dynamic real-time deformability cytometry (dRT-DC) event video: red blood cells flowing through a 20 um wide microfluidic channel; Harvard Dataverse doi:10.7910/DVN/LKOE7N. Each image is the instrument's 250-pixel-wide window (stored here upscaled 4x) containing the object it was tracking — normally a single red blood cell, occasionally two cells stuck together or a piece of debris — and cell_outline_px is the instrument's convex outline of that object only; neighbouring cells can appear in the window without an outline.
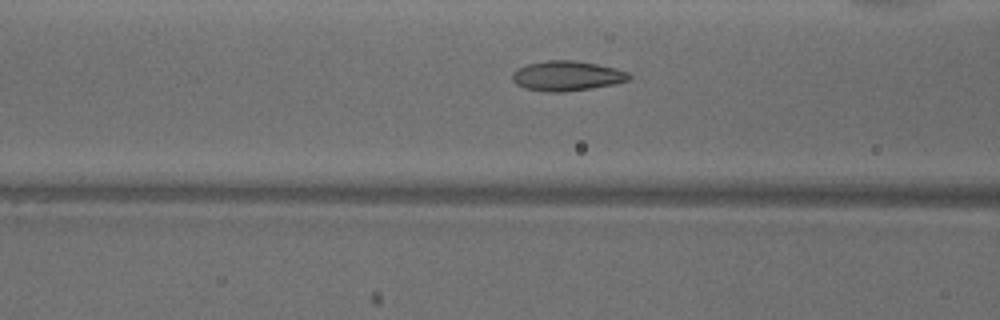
{"species": "common noctule bat (a hibernating species)", "species_latin": "Nyctalus noctula", "temperature_condition": "warm", "stored_images_in_passage": 40, "camera_frame_rate_fps": 3000, "um_per_image_px": 0.085, "animal": {"sex": "male", "body_mass_g": 18.8}, "frame": {"image": 1, "passage_image": 19, "time_ms": 6.0, "image_size_px": [1000, 320], "cell_outline_px": [[632, 80], [592, 88], [560, 92], [544, 92], [524, 88], [516, 84], [512, 80], [512, 72], [516, 68], [528, 64], [548, 60], [576, 60], [616, 68], [628, 72], [632, 76]], "centroid_in_image_um": [48.18, 6.45], "position_along_channel_um": 118.4, "area_um2": 20.52}}
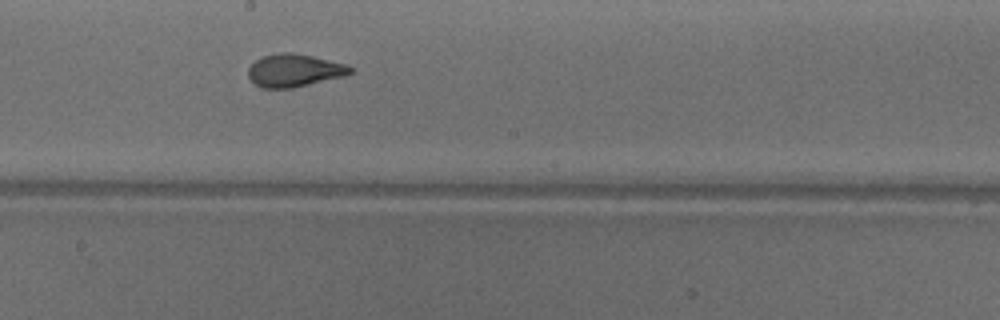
{"frame": {"image": 2, "passage_image": 27, "time_ms": 8.667, "image_size_px": [1000, 320], "cell_outline_px": [[352, 72], [340, 76], [292, 88], [264, 88], [256, 84], [248, 76], [248, 68], [256, 60], [264, 56], [280, 52], [292, 52], [312, 56], [344, 64], [352, 68]], "centroid_in_image_um": [24.96, 5.97], "position_along_channel_um": 223.2, "area_um2": 18.96}}
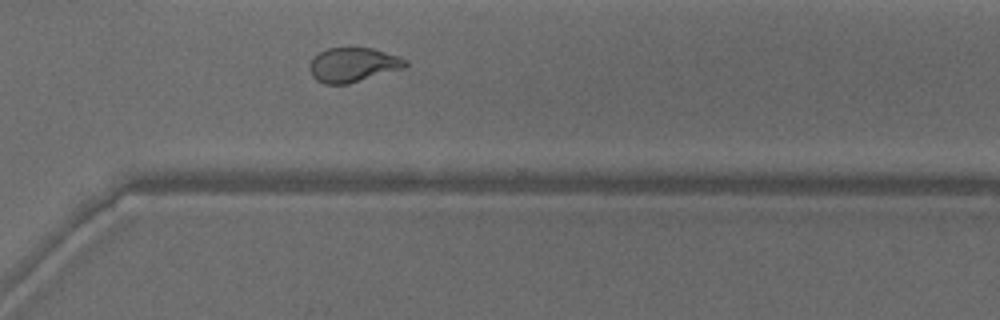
{"frame": {"image": 3, "passage_image": 36, "time_ms": 11.667, "image_size_px": [1000, 320], "cell_outline_px": [[408, 64], [404, 68], [348, 84], [324, 84], [316, 80], [312, 76], [308, 68], [308, 64], [320, 52], [328, 48], [372, 48], [400, 56], [408, 60]], "centroid_in_image_um": [30.01, 5.51], "position_along_channel_um": 340.6, "area_um2": 19.25}, "authors_computed_cell_mechanics": {"area_um2": 20.23, "velocity_mm_per_s": 3.9243, "shape_relaxation_time_tau1_ms": 8.2249, "shape_relaxation_time_tau2_ms": 0.9386, "deformation_change_tau1": 0.2328, "deformation_change_tau2": 0.0631}}